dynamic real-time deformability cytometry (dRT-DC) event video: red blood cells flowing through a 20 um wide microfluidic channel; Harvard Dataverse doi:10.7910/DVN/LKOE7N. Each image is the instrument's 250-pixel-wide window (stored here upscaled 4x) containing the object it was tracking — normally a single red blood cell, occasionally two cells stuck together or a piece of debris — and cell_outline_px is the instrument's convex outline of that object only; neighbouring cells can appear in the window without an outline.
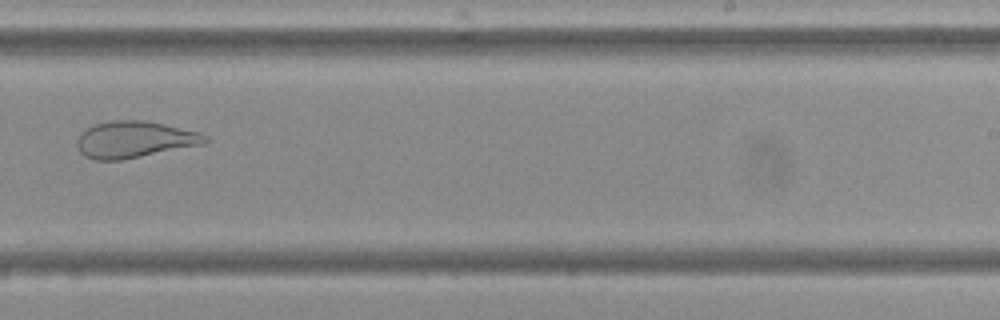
{"species": "Egyptian fruit bat (a non-hibernating species)", "species_latin": "Rousettus aegyptiacus", "temperature_condition": "cold", "stored_images_in_passage": 11, "camera_frame_rate_fps": 3000, "um_per_image_px": 0.085, "frame": {"image": 1, "passage_image": 7, "time_ms": 7.0, "image_size_px": [1000, 320], "cell_outline_px": [[208, 144], [120, 160], [92, 160], [84, 156], [80, 152], [76, 144], [76, 140], [80, 132], [96, 124], [112, 120], [144, 120], [164, 124], [200, 132], [208, 136]], "centroid_in_image_um": [11.45, 11.86], "position_along_channel_um": 277.5, "area_um2": 27.63}}
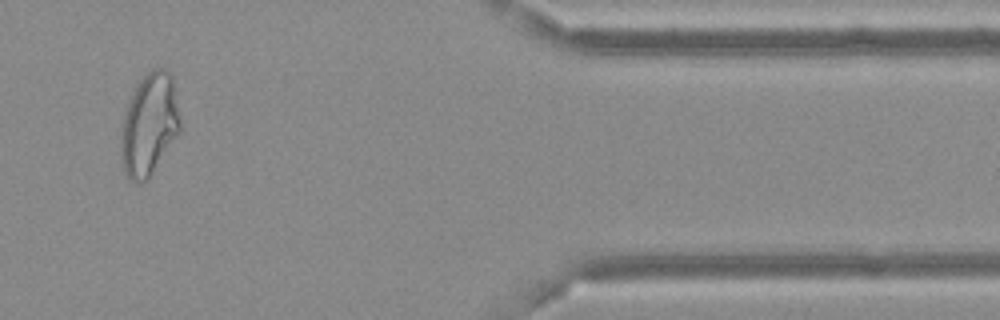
{"frame": {"image": 2, "passage_image": 10, "time_ms": 11.333, "image_size_px": [1000, 320], "cell_outline_px": [[180, 132], [148, 180], [136, 184], [128, 180], [124, 172], [120, 156], [120, 136], [124, 108], [132, 92], [140, 80], [152, 68], [164, 68], [172, 76], [180, 120]], "centroid_in_image_um": [12.65, 10.63], "position_along_channel_um": 398.8, "area_um2": 35.78}}